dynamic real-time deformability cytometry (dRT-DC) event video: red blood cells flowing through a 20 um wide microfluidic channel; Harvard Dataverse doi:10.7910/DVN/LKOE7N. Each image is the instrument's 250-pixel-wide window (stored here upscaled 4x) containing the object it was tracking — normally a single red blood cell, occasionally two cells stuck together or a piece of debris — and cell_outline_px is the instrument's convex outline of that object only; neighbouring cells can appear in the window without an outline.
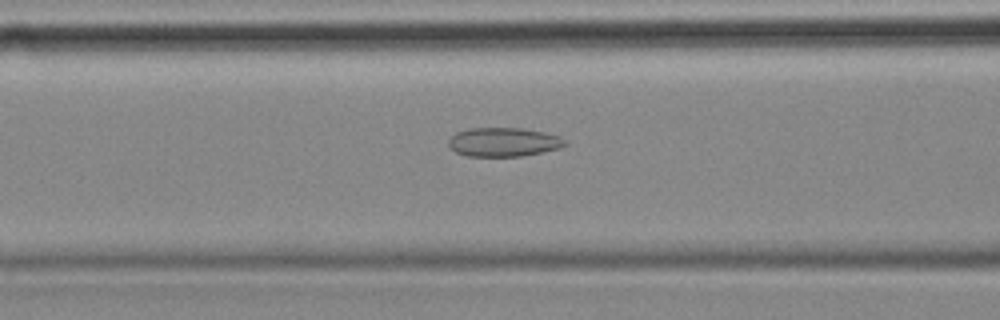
{"species": "common noctule bat (a hibernating species)", "species_latin": "Nyctalus noctula", "temperature_condition": "cold", "stored_images_in_passage": 9, "camera_frame_rate_fps": 3000, "um_per_image_px": 0.085, "animal": {"sex": "female", "body_mass_g": 18.4}, "frame": {"image": 1, "passage_image": 7, "time_ms": 2.0, "image_size_px": [1000, 320], "cell_outline_px": [[568, 144], [560, 148], [520, 156], [468, 156], [456, 152], [448, 148], [448, 140], [456, 132], [468, 128], [524, 128], [544, 132], [560, 136]], "centroid_in_image_um": [42.78, 12.07], "position_along_channel_um": 123.8, "area_um2": 19.71}}